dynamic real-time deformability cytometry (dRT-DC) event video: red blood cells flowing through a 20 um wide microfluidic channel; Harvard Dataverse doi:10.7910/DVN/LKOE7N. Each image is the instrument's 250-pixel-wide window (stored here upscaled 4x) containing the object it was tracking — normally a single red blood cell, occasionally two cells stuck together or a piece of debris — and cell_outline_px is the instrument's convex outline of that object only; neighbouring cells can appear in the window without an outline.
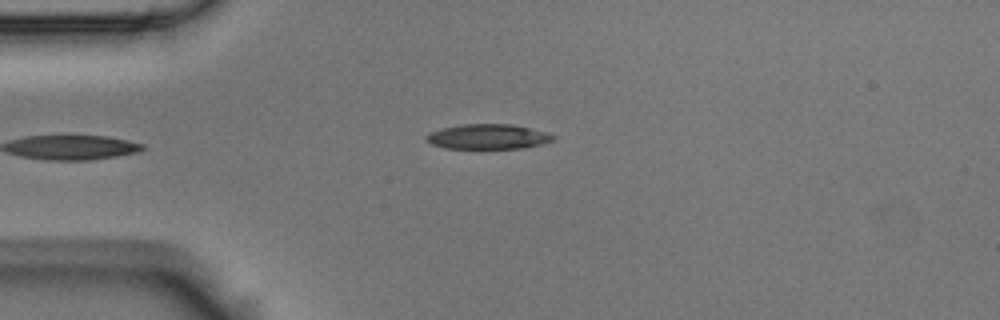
{"species": "Egyptian fruit bat (a non-hibernating species)", "species_latin": "Rousettus aegyptiacus", "temperature_condition": "room temperature", "stored_images_in_passage": 5, "camera_frame_rate_fps": 3000, "um_per_image_px": 0.085, "animal": {"sex": "male"}, "frame": {"image": 1, "passage_image": 5, "time_ms": 1.333, "image_size_px": [1000, 320], "cell_outline_px": [[556, 140], [544, 144], [524, 148], [444, 148], [432, 144], [424, 140], [424, 136], [432, 132], [444, 128], [464, 124], [512, 124], [548, 132], [556, 136]], "centroid_in_image_um": [41.54, 11.62], "position_along_channel_um": 43.5, "area_um2": 18.55}}